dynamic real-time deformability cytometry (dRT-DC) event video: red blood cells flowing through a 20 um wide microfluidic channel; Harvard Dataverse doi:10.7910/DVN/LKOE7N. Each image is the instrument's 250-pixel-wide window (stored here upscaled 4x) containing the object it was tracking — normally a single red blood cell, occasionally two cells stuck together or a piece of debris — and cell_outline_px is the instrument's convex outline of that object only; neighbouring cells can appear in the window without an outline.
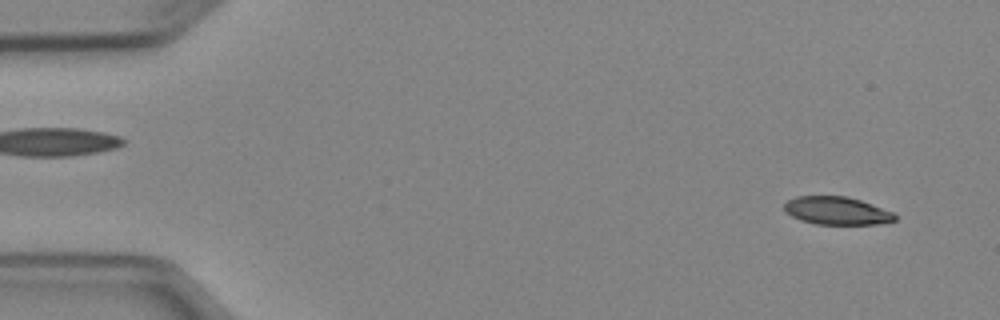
{"species": "Egyptian fruit bat (a non-hibernating species)", "species_latin": "Rousettus aegyptiacus", "temperature_condition": "cold", "stored_images_in_passage": 4, "camera_frame_rate_fps": 3000, "um_per_image_px": 0.085, "animal": {"sex": "female"}, "frame": {"image": 1, "passage_image": 1, "time_ms": 0.0, "image_size_px": [1000, 320], "cell_outline_px": [[896, 220], [876, 224], [816, 224], [800, 220], [784, 212], [784, 204], [788, 200], [796, 196], [848, 196], [860, 200], [892, 212], [896, 216]], "centroid_in_image_um": [71.08, 17.91], "position_along_channel_um": 13.9, "area_um2": 17.92}}
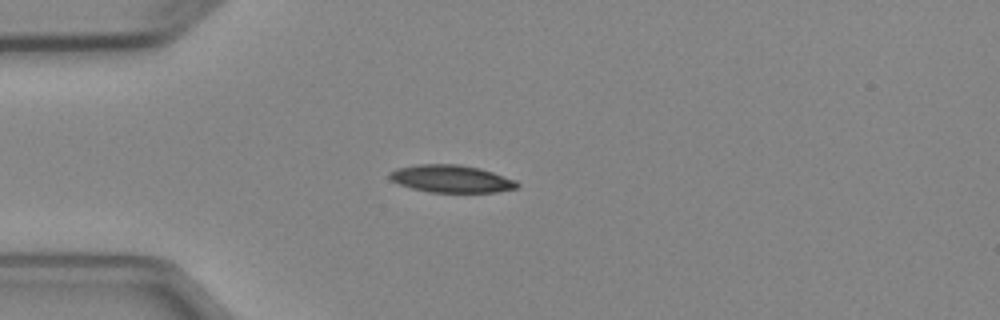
{"frame": {"image": 2, "passage_image": 3, "time_ms": 3.333, "image_size_px": [1000, 320], "cell_outline_px": [[520, 188], [496, 192], [428, 192], [412, 188], [400, 184], [392, 180], [388, 176], [388, 172], [396, 168], [416, 164], [460, 164], [480, 168], [516, 180], [520, 184]], "centroid_in_image_um": [38.37, 15.19], "position_along_channel_um": 46.6, "area_um2": 20.58}}